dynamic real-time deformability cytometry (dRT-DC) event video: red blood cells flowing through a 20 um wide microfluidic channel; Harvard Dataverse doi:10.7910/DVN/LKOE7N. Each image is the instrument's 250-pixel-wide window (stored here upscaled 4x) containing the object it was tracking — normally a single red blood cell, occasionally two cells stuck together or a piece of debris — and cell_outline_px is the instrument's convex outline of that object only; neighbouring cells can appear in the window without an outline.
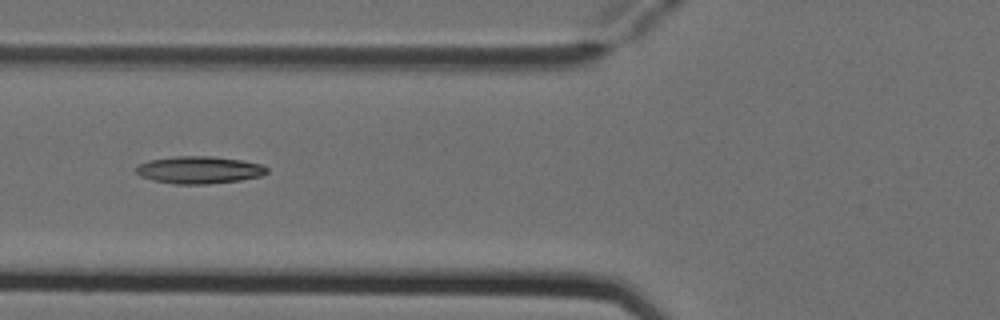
{"species": "Egyptian fruit bat (a non-hibernating species)", "species_latin": "Rousettus aegyptiacus", "temperature_condition": "cold", "stored_images_in_passage": 5, "camera_frame_rate_fps": 3000, "um_per_image_px": 0.085, "animal": {"sex": "female"}, "frame": {"image": 1, "passage_image": 5, "time_ms": 1.333, "image_size_px": [1000, 320], "cell_outline_px": [[268, 172], [260, 176], [240, 180], [208, 184], [172, 184], [152, 180], [140, 176], [136, 172], [136, 168], [140, 164], [148, 160], [176, 156], [212, 156], [240, 160], [260, 164], [268, 168]], "centroid_in_image_um": [16.91, 14.45], "position_along_channel_um": 108.9, "area_um2": 20.81}}